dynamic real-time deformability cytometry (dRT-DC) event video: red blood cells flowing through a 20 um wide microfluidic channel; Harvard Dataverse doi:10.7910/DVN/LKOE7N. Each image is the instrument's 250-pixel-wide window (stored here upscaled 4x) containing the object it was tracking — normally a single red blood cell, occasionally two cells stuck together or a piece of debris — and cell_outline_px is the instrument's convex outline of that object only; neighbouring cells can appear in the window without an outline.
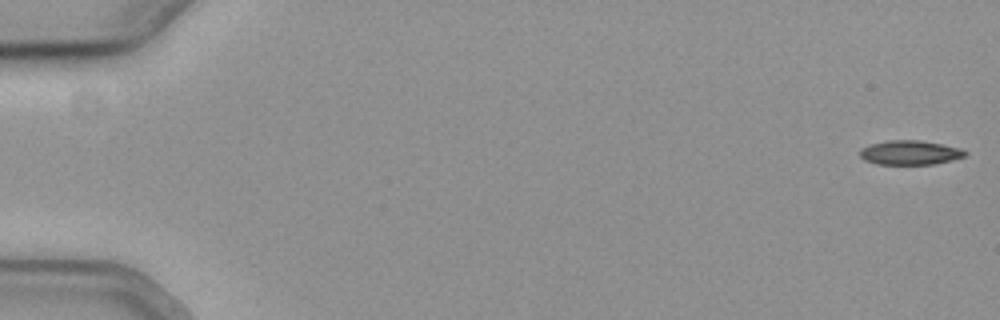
{"species": "common noctule bat (a hibernating species)", "species_latin": "Nyctalus noctula", "temperature_condition": "cold", "stored_images_in_passage": 21, "camera_frame_rate_fps": 3000, "um_per_image_px": 0.085, "animal": {"sex": "female", "body_mass_g": 19.3, "forearm_length_mm": 54.1}, "frame": {"image": 1, "passage_image": 1, "time_ms": 0.0, "image_size_px": [1000, 320], "cell_outline_px": [[968, 152], [964, 156], [952, 160], [932, 164], [876, 164], [864, 160], [860, 156], [860, 148], [868, 144], [888, 140], [920, 140], [960, 148]], "centroid_in_image_um": [77.3, 12.96], "position_along_channel_um": 7.7, "area_um2": 14.91}}
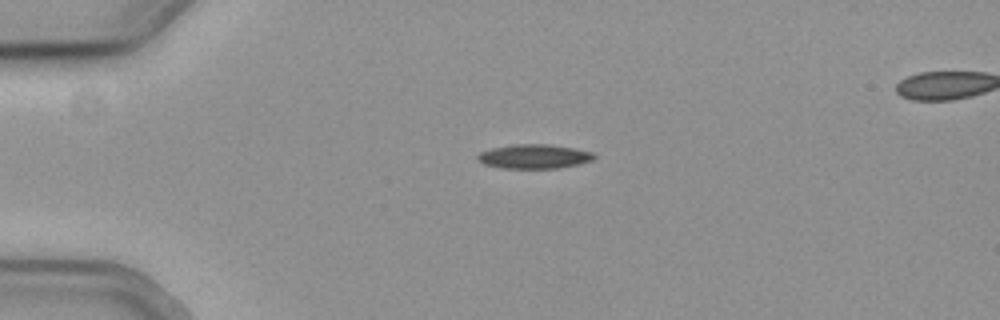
{"frame": {"image": 2, "passage_image": 14, "time_ms": 4.333, "image_size_px": [1000, 320], "cell_outline_px": [[596, 156], [592, 160], [580, 164], [560, 168], [500, 168], [484, 164], [476, 160], [476, 156], [480, 152], [492, 148], [516, 144], [544, 144], [572, 148], [592, 152]], "centroid_in_image_um": [45.37, 13.31], "position_along_channel_um": 39.6, "area_um2": 16.42}}